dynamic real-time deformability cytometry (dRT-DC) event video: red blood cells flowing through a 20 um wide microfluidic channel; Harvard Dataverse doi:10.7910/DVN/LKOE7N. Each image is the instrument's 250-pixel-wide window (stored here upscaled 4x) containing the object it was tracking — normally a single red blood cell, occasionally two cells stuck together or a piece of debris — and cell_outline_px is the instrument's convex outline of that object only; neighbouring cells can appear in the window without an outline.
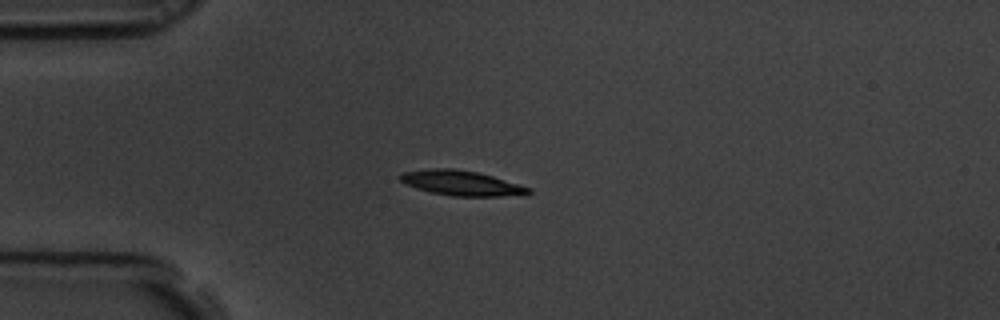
{"species": "common noctule bat (a hibernating species)", "species_latin": "Nyctalus noctula", "temperature_condition": "room temperature", "stored_images_in_passage": 45, "camera_frame_rate_fps": 3000, "um_per_image_px": 0.085, "animal": {"sex": "male", "body_mass_g": 19.5, "forearm_length_mm": 54.6}, "frame": {"image": 1, "passage_image": 1, "time_ms": 0.0, "image_size_px": [1000, 320], "cell_outline_px": [[532, 192], [528, 196], [452, 196], [432, 192], [416, 188], [400, 180], [396, 176], [404, 172], [432, 168], [452, 168], [476, 172], [492, 176], [532, 188]], "centroid_in_image_um": [39.29, 15.57], "position_along_channel_um": 45.7, "area_um2": 18.73}}
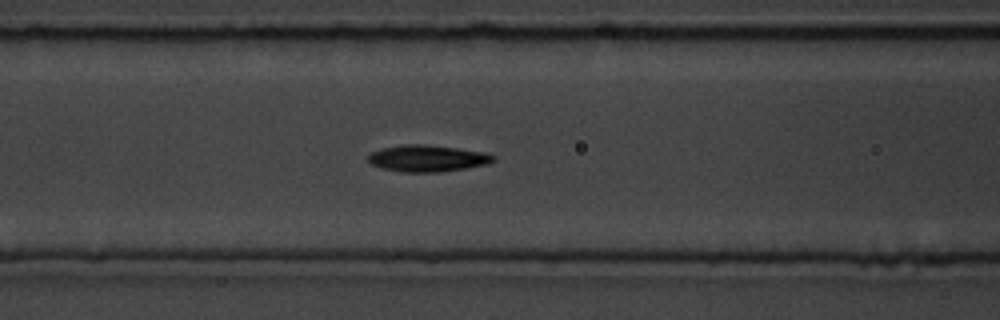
{"frame": {"image": 2, "passage_image": 10, "time_ms": 3.0, "image_size_px": [1000, 320], "cell_outline_px": [[496, 160], [488, 164], [440, 172], [400, 172], [384, 168], [372, 164], [368, 160], [368, 156], [372, 152], [384, 148], [404, 144], [424, 144], [456, 148], [484, 152], [496, 156]], "centroid_in_image_um": [36.36, 13.46], "position_along_channel_um": 130.2, "area_um2": 19.25}}
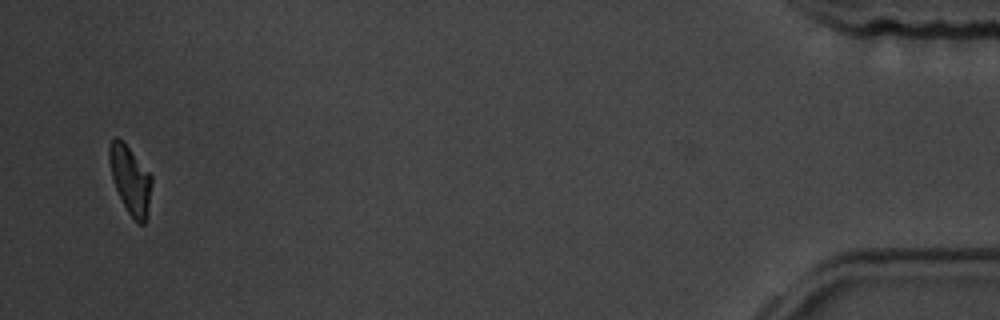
{"frame": {"image": 3, "passage_image": 43, "time_ms": 14.0, "image_size_px": [1000, 320], "cell_outline_px": [[152, 184], [144, 224], [140, 224], [128, 212], [112, 180], [108, 160], [108, 148], [112, 140], [116, 136], [128, 148], [152, 176]], "centroid_in_image_um": [11.05, 15.26], "position_along_channel_um": 424.2, "area_um2": 16.18}, "authors_computed_cell_mechanics": {"area_um2": 18.496, "velocity_mm_per_s": 3.4468, "shape_relaxation_time_tau1_ms": 4.5975, "shape_relaxation_time_tau2_ms": 10.1493, "deformation_change_tau1": 0.1495, "deformation_change_tau2": 0.1388}}